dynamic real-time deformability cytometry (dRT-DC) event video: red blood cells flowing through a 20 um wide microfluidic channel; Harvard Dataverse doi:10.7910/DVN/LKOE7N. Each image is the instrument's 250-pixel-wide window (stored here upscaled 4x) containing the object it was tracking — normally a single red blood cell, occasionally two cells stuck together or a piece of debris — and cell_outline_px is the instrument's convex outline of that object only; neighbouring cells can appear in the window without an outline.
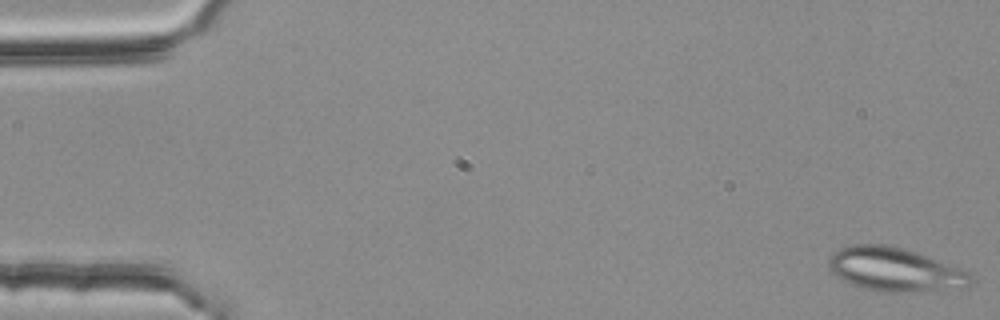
{"species": "common noctule bat (a hibernating species)", "species_latin": "Nyctalus noctula", "temperature_condition": "room temperature", "stored_images_in_passage": 6, "camera_frame_rate_fps": 3000, "um_per_image_px": 0.085, "animal": {"sex": "female", "body_mass_g": 25.1}, "frame": {"image": 1, "passage_image": 1, "time_ms": 0.0, "image_size_px": [1000, 320], "cell_outline_px": [[972, 280], [968, 288], [904, 292], [880, 292], [864, 288], [852, 284], [836, 276], [832, 272], [828, 264], [828, 260], [832, 252], [840, 248], [856, 244], [884, 244], [904, 248], [916, 252], [968, 272], [972, 276]], "centroid_in_image_um": [76.05, 22.91], "position_along_channel_um": 9.0, "area_um2": 36.07}}